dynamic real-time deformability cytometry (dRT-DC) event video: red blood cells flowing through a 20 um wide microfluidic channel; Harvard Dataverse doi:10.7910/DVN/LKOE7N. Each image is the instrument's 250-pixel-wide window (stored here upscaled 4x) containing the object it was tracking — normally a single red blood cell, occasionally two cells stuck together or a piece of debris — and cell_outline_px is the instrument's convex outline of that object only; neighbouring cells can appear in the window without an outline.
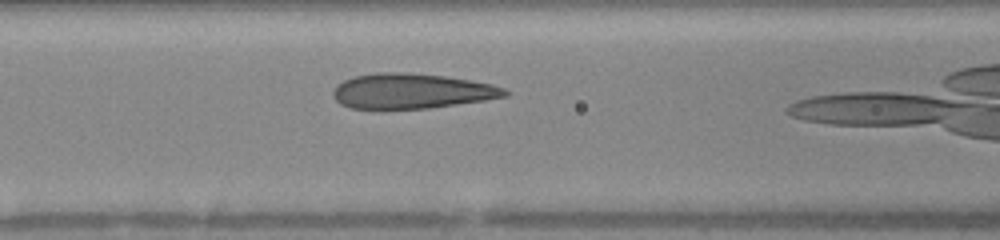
{"species": "human", "species_latin": "Homo sapiens", "temperature_condition": "warm", "stored_images_in_passage": 37, "camera_frame_rate_fps": 3000, "um_per_image_px": 0.085, "donor": {"sex": "female"}, "frame": {"image": 1, "passage_image": 18, "time_ms": 5.667, "image_size_px": [1000, 240], "cell_outline_px": [[512, 92], [508, 96], [484, 100], [428, 108], [380, 112], [352, 108], [340, 104], [332, 96], [332, 92], [336, 84], [344, 80], [356, 76], [380, 72], [396, 72], [444, 76], [492, 84], [504, 88]], "centroid_in_image_um": [34.92, 7.79], "position_along_channel_um": 131.7, "area_um2": 35.89}}
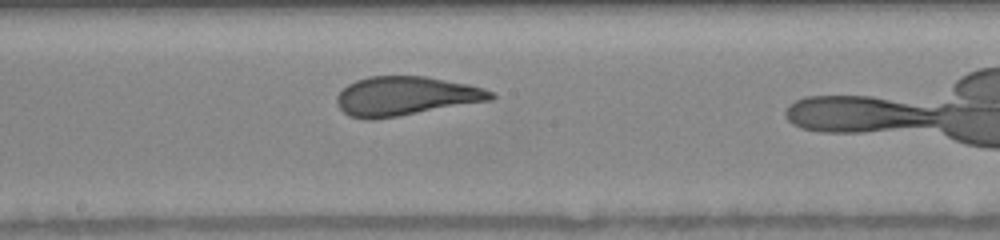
{"frame": {"image": 2, "passage_image": 24, "time_ms": 7.667, "image_size_px": [1000, 240], "cell_outline_px": [[496, 96], [492, 100], [372, 120], [364, 120], [348, 116], [340, 108], [336, 100], [336, 96], [348, 84], [356, 80], [368, 76], [424, 76], [468, 84], [484, 88], [492, 92]], "centroid_in_image_um": [34.46, 8.16], "position_along_channel_um": 213.7, "area_um2": 34.91}}
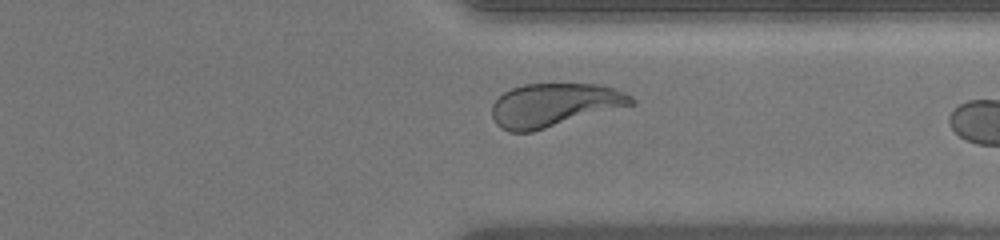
{"frame": {"image": 3, "passage_image": 35, "time_ms": 11.333, "image_size_px": [1000, 240], "cell_outline_px": [[636, 104], [532, 132], [508, 132], [500, 128], [496, 124], [492, 116], [492, 104], [504, 92], [512, 88], [524, 84], [600, 84], [624, 92], [632, 96], [636, 100]], "centroid_in_image_um": [47.12, 8.93], "position_along_channel_um": 364.3, "area_um2": 35.37}}